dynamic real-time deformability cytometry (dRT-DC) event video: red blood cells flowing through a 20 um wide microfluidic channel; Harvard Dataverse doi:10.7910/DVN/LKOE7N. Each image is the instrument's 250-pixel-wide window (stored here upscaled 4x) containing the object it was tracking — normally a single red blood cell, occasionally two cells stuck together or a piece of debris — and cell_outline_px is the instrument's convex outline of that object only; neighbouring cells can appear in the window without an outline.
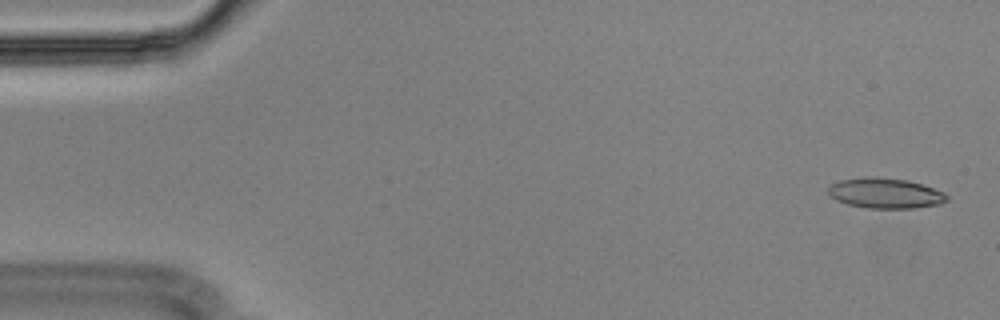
{"species": "Egyptian fruit bat (a non-hibernating species)", "species_latin": "Rousettus aegyptiacus", "temperature_condition": "cold", "stored_images_in_passage": 55, "camera_frame_rate_fps": 3000, "um_per_image_px": 0.085, "animal": {"sex": "male"}, "frame": {"image": 1, "passage_image": 2, "time_ms": 0.333, "image_size_px": [1000, 320], "cell_outline_px": [[948, 200], [940, 204], [916, 208], [864, 208], [848, 204], [836, 200], [828, 192], [828, 188], [832, 184], [840, 180], [908, 180], [924, 184], [944, 192], [948, 196]], "centroid_in_image_um": [75.34, 16.48], "position_along_channel_um": 9.7, "area_um2": 20.06}}
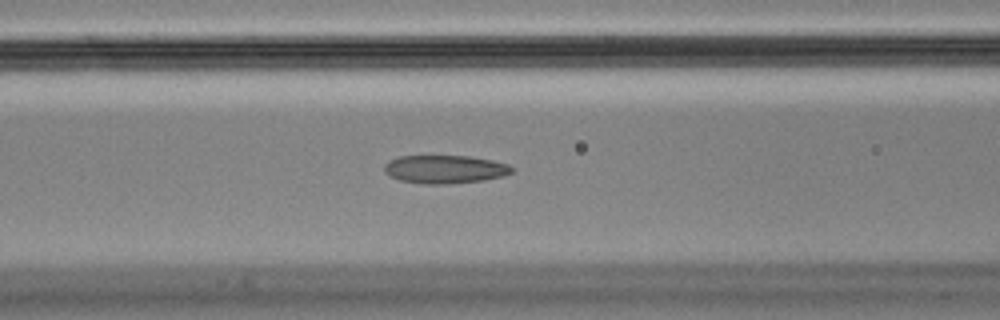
{"frame": {"image": 2, "passage_image": 22, "time_ms": 7.0, "image_size_px": [1000, 320], "cell_outline_px": [[516, 168], [512, 172], [504, 176], [484, 180], [444, 184], [420, 184], [400, 180], [384, 172], [384, 164], [388, 160], [396, 156], [472, 156], [492, 160], [508, 164]], "centroid_in_image_um": [37.82, 14.38], "position_along_channel_um": 128.8, "area_um2": 21.21}}
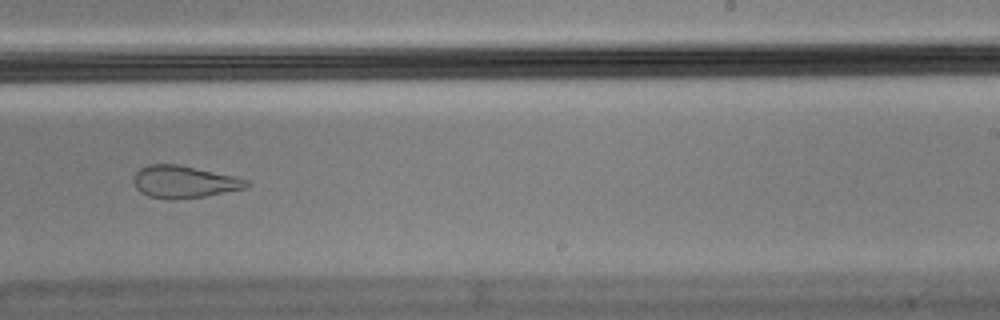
{"frame": {"image": 3, "passage_image": 34, "time_ms": 11.0, "image_size_px": [1000, 320], "cell_outline_px": [[252, 184], [248, 188], [204, 196], [148, 196], [140, 192], [136, 188], [132, 180], [132, 176], [140, 168], [148, 164], [180, 164], [236, 176], [248, 180]], "centroid_in_image_um": [15.69, 15.4], "position_along_channel_um": 273.3, "area_um2": 20.81}, "authors_computed_cell_mechanics": {"area_um2": 21.675, "velocity_mm_per_s": 3.6242, "shape_relaxation_time_tau1_ms": null, "shape_relaxation_time_tau2_ms": 2.2965, "deformation_change_tau1": null, "deformation_change_tau2": 0.0946}}